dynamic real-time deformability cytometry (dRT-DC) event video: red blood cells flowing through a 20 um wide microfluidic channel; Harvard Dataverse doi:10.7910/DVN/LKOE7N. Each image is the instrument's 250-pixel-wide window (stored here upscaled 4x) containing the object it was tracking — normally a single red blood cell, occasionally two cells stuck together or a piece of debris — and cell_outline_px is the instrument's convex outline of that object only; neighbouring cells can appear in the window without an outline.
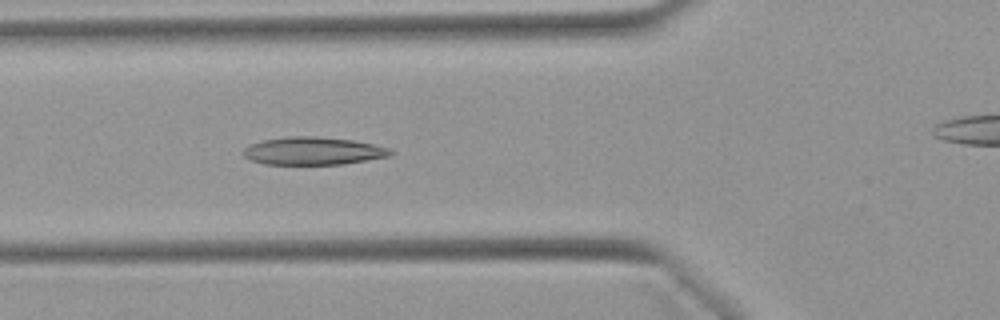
{"species": "Egyptian fruit bat (a non-hibernating species)", "species_latin": "Rousettus aegyptiacus", "temperature_condition": "warm", "stored_images_in_passage": 31, "camera_frame_rate_fps": 3000, "um_per_image_px": 0.085, "animal": {"sex": "female"}, "frame": {"image": 1, "passage_image": 19, "time_ms": 6.0, "image_size_px": [1000, 320], "cell_outline_px": [[396, 152], [392, 156], [344, 164], [264, 164], [252, 160], [244, 156], [244, 148], [252, 144], [264, 140], [292, 136], [316, 136], [352, 140], [392, 148]], "centroid_in_image_um": [26.71, 12.83], "position_along_channel_um": 99.1, "area_um2": 23.81}}
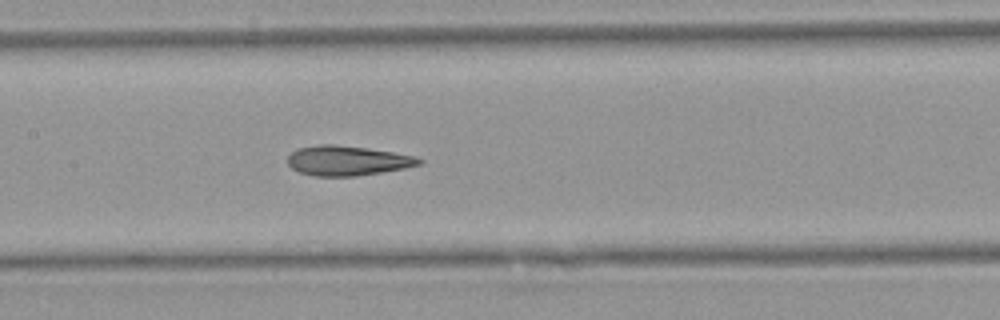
{"frame": {"image": 2, "passage_image": 25, "time_ms": 8.0, "image_size_px": [1000, 320], "cell_outline_px": [[424, 160], [420, 164], [404, 168], [356, 176], [316, 176], [300, 172], [292, 168], [288, 164], [288, 156], [292, 152], [300, 148], [320, 144], [332, 144], [368, 148], [416, 156]], "centroid_in_image_um": [29.53, 13.65], "position_along_channel_um": 177.9, "area_um2": 22.6}}
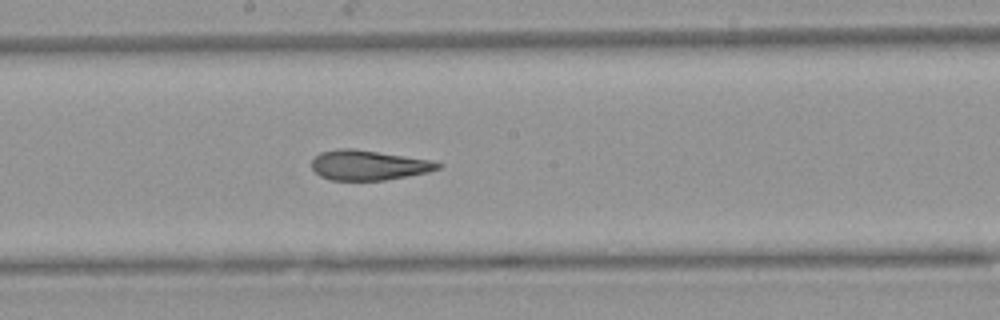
{"frame": {"image": 3, "passage_image": 28, "time_ms": 9.0, "image_size_px": [1000, 320], "cell_outline_px": [[440, 168], [428, 172], [408, 176], [384, 180], [332, 180], [320, 176], [312, 168], [312, 160], [320, 152], [340, 148], [352, 148], [432, 160], [440, 164]], "centroid_in_image_um": [31.31, 14.04], "position_along_channel_um": 216.9, "area_um2": 21.85}}